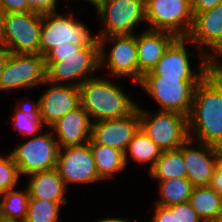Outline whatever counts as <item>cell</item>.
<instances>
[{
  "label": "cell",
  "mask_w": 222,
  "mask_h": 222,
  "mask_svg": "<svg viewBox=\"0 0 222 222\" xmlns=\"http://www.w3.org/2000/svg\"><path fill=\"white\" fill-rule=\"evenodd\" d=\"M2 16H3V10L0 6V27H1V22H2Z\"/></svg>",
  "instance_id": "60d3db41"
},
{
  "label": "cell",
  "mask_w": 222,
  "mask_h": 222,
  "mask_svg": "<svg viewBox=\"0 0 222 222\" xmlns=\"http://www.w3.org/2000/svg\"><path fill=\"white\" fill-rule=\"evenodd\" d=\"M210 186L222 196V152L220 153Z\"/></svg>",
  "instance_id": "8d00e7d4"
},
{
  "label": "cell",
  "mask_w": 222,
  "mask_h": 222,
  "mask_svg": "<svg viewBox=\"0 0 222 222\" xmlns=\"http://www.w3.org/2000/svg\"><path fill=\"white\" fill-rule=\"evenodd\" d=\"M25 191H16L15 188L0 194V217L25 221L28 211L30 194L27 186Z\"/></svg>",
  "instance_id": "4316f807"
},
{
  "label": "cell",
  "mask_w": 222,
  "mask_h": 222,
  "mask_svg": "<svg viewBox=\"0 0 222 222\" xmlns=\"http://www.w3.org/2000/svg\"><path fill=\"white\" fill-rule=\"evenodd\" d=\"M162 152L161 148L151 138H149L143 130L140 129L130 141L128 148L125 151L126 166L128 164L127 155L129 153L131 158L139 164H144L150 161V171Z\"/></svg>",
  "instance_id": "d4e9b609"
},
{
  "label": "cell",
  "mask_w": 222,
  "mask_h": 222,
  "mask_svg": "<svg viewBox=\"0 0 222 222\" xmlns=\"http://www.w3.org/2000/svg\"><path fill=\"white\" fill-rule=\"evenodd\" d=\"M42 15L33 12L3 13L0 45L16 54H40Z\"/></svg>",
  "instance_id": "277c9868"
},
{
  "label": "cell",
  "mask_w": 222,
  "mask_h": 222,
  "mask_svg": "<svg viewBox=\"0 0 222 222\" xmlns=\"http://www.w3.org/2000/svg\"><path fill=\"white\" fill-rule=\"evenodd\" d=\"M139 130L140 116L137 105L131 114L123 118L93 122L91 140L96 144L113 147L125 153L130 141Z\"/></svg>",
  "instance_id": "9a60e30c"
},
{
  "label": "cell",
  "mask_w": 222,
  "mask_h": 222,
  "mask_svg": "<svg viewBox=\"0 0 222 222\" xmlns=\"http://www.w3.org/2000/svg\"><path fill=\"white\" fill-rule=\"evenodd\" d=\"M79 88L81 105L95 122L123 118L137 108V104L108 79L90 76Z\"/></svg>",
  "instance_id": "3957f363"
},
{
  "label": "cell",
  "mask_w": 222,
  "mask_h": 222,
  "mask_svg": "<svg viewBox=\"0 0 222 222\" xmlns=\"http://www.w3.org/2000/svg\"><path fill=\"white\" fill-rule=\"evenodd\" d=\"M160 199L156 204L170 206L189 201L194 185L187 178L159 180Z\"/></svg>",
  "instance_id": "484cf974"
},
{
  "label": "cell",
  "mask_w": 222,
  "mask_h": 222,
  "mask_svg": "<svg viewBox=\"0 0 222 222\" xmlns=\"http://www.w3.org/2000/svg\"><path fill=\"white\" fill-rule=\"evenodd\" d=\"M220 57L222 59V45L209 57V73L217 77L222 73V63H220L221 60H219Z\"/></svg>",
  "instance_id": "d590c367"
},
{
  "label": "cell",
  "mask_w": 222,
  "mask_h": 222,
  "mask_svg": "<svg viewBox=\"0 0 222 222\" xmlns=\"http://www.w3.org/2000/svg\"><path fill=\"white\" fill-rule=\"evenodd\" d=\"M183 144V159L187 169V179L194 187L210 186L222 152L221 148L197 142L200 148L189 147L194 141L193 134Z\"/></svg>",
  "instance_id": "2e32d148"
},
{
  "label": "cell",
  "mask_w": 222,
  "mask_h": 222,
  "mask_svg": "<svg viewBox=\"0 0 222 222\" xmlns=\"http://www.w3.org/2000/svg\"><path fill=\"white\" fill-rule=\"evenodd\" d=\"M89 144L101 180L111 178L115 172H121L125 169L124 152L113 147L96 144L92 140Z\"/></svg>",
  "instance_id": "603a6c76"
},
{
  "label": "cell",
  "mask_w": 222,
  "mask_h": 222,
  "mask_svg": "<svg viewBox=\"0 0 222 222\" xmlns=\"http://www.w3.org/2000/svg\"><path fill=\"white\" fill-rule=\"evenodd\" d=\"M0 222H25V221L13 220V219H7V218L0 217Z\"/></svg>",
  "instance_id": "ab89813d"
},
{
  "label": "cell",
  "mask_w": 222,
  "mask_h": 222,
  "mask_svg": "<svg viewBox=\"0 0 222 222\" xmlns=\"http://www.w3.org/2000/svg\"><path fill=\"white\" fill-rule=\"evenodd\" d=\"M66 203L30 198L25 222H58L60 206Z\"/></svg>",
  "instance_id": "f1b7e54d"
},
{
  "label": "cell",
  "mask_w": 222,
  "mask_h": 222,
  "mask_svg": "<svg viewBox=\"0 0 222 222\" xmlns=\"http://www.w3.org/2000/svg\"><path fill=\"white\" fill-rule=\"evenodd\" d=\"M188 202L203 222L222 219V196L211 186L194 187Z\"/></svg>",
  "instance_id": "7402d4cb"
},
{
  "label": "cell",
  "mask_w": 222,
  "mask_h": 222,
  "mask_svg": "<svg viewBox=\"0 0 222 222\" xmlns=\"http://www.w3.org/2000/svg\"><path fill=\"white\" fill-rule=\"evenodd\" d=\"M168 207L172 211H176L177 222H203L189 202L173 204Z\"/></svg>",
  "instance_id": "4dcf8cb0"
},
{
  "label": "cell",
  "mask_w": 222,
  "mask_h": 222,
  "mask_svg": "<svg viewBox=\"0 0 222 222\" xmlns=\"http://www.w3.org/2000/svg\"><path fill=\"white\" fill-rule=\"evenodd\" d=\"M96 222H131L127 219H121V218H104L101 220H97Z\"/></svg>",
  "instance_id": "f35d334b"
},
{
  "label": "cell",
  "mask_w": 222,
  "mask_h": 222,
  "mask_svg": "<svg viewBox=\"0 0 222 222\" xmlns=\"http://www.w3.org/2000/svg\"><path fill=\"white\" fill-rule=\"evenodd\" d=\"M189 40L178 37L166 50L156 66L143 76H159L171 79H204L209 74V57H202L197 73L190 66V53L186 49Z\"/></svg>",
  "instance_id": "4fadbf2b"
},
{
  "label": "cell",
  "mask_w": 222,
  "mask_h": 222,
  "mask_svg": "<svg viewBox=\"0 0 222 222\" xmlns=\"http://www.w3.org/2000/svg\"><path fill=\"white\" fill-rule=\"evenodd\" d=\"M87 1H89L90 3H93L95 0H87Z\"/></svg>",
  "instance_id": "b9f144b4"
},
{
  "label": "cell",
  "mask_w": 222,
  "mask_h": 222,
  "mask_svg": "<svg viewBox=\"0 0 222 222\" xmlns=\"http://www.w3.org/2000/svg\"><path fill=\"white\" fill-rule=\"evenodd\" d=\"M150 30L167 31L187 37L193 24L191 0H145Z\"/></svg>",
  "instance_id": "9c48e42d"
},
{
  "label": "cell",
  "mask_w": 222,
  "mask_h": 222,
  "mask_svg": "<svg viewBox=\"0 0 222 222\" xmlns=\"http://www.w3.org/2000/svg\"><path fill=\"white\" fill-rule=\"evenodd\" d=\"M3 13L31 12L27 0H0Z\"/></svg>",
  "instance_id": "836d02e7"
},
{
  "label": "cell",
  "mask_w": 222,
  "mask_h": 222,
  "mask_svg": "<svg viewBox=\"0 0 222 222\" xmlns=\"http://www.w3.org/2000/svg\"><path fill=\"white\" fill-rule=\"evenodd\" d=\"M11 52L0 45V74L5 69L6 64L10 58Z\"/></svg>",
  "instance_id": "74e56055"
},
{
  "label": "cell",
  "mask_w": 222,
  "mask_h": 222,
  "mask_svg": "<svg viewBox=\"0 0 222 222\" xmlns=\"http://www.w3.org/2000/svg\"><path fill=\"white\" fill-rule=\"evenodd\" d=\"M192 13L196 16L198 13H203L212 10L215 6L222 3V0H191Z\"/></svg>",
  "instance_id": "e575fe53"
},
{
  "label": "cell",
  "mask_w": 222,
  "mask_h": 222,
  "mask_svg": "<svg viewBox=\"0 0 222 222\" xmlns=\"http://www.w3.org/2000/svg\"><path fill=\"white\" fill-rule=\"evenodd\" d=\"M57 135L60 148L88 144L91 140L92 122L82 105L57 120L50 128Z\"/></svg>",
  "instance_id": "d6986e66"
},
{
  "label": "cell",
  "mask_w": 222,
  "mask_h": 222,
  "mask_svg": "<svg viewBox=\"0 0 222 222\" xmlns=\"http://www.w3.org/2000/svg\"><path fill=\"white\" fill-rule=\"evenodd\" d=\"M20 177L18 165L11 153L5 157L0 155V194L15 188Z\"/></svg>",
  "instance_id": "f546056e"
},
{
  "label": "cell",
  "mask_w": 222,
  "mask_h": 222,
  "mask_svg": "<svg viewBox=\"0 0 222 222\" xmlns=\"http://www.w3.org/2000/svg\"><path fill=\"white\" fill-rule=\"evenodd\" d=\"M203 79H171L142 76L138 83L161 106L160 111L189 116L196 86Z\"/></svg>",
  "instance_id": "5b68a950"
},
{
  "label": "cell",
  "mask_w": 222,
  "mask_h": 222,
  "mask_svg": "<svg viewBox=\"0 0 222 222\" xmlns=\"http://www.w3.org/2000/svg\"><path fill=\"white\" fill-rule=\"evenodd\" d=\"M31 105L24 103L22 106L18 103L16 113L13 115L14 127L26 137L39 132L45 124L41 120L39 99L37 103L31 102Z\"/></svg>",
  "instance_id": "83f0119b"
},
{
  "label": "cell",
  "mask_w": 222,
  "mask_h": 222,
  "mask_svg": "<svg viewBox=\"0 0 222 222\" xmlns=\"http://www.w3.org/2000/svg\"><path fill=\"white\" fill-rule=\"evenodd\" d=\"M96 39L97 37L92 36L82 22L74 20L73 13L69 16L56 12L42 15L40 54L44 57L61 44L72 43L85 47Z\"/></svg>",
  "instance_id": "ba28073f"
},
{
  "label": "cell",
  "mask_w": 222,
  "mask_h": 222,
  "mask_svg": "<svg viewBox=\"0 0 222 222\" xmlns=\"http://www.w3.org/2000/svg\"><path fill=\"white\" fill-rule=\"evenodd\" d=\"M102 29L99 36L133 35L135 26L146 20L145 0H95Z\"/></svg>",
  "instance_id": "52a82bcc"
},
{
  "label": "cell",
  "mask_w": 222,
  "mask_h": 222,
  "mask_svg": "<svg viewBox=\"0 0 222 222\" xmlns=\"http://www.w3.org/2000/svg\"><path fill=\"white\" fill-rule=\"evenodd\" d=\"M50 84L39 98L41 120L49 128L62 116L81 105V91L78 86Z\"/></svg>",
  "instance_id": "e0dca14e"
},
{
  "label": "cell",
  "mask_w": 222,
  "mask_h": 222,
  "mask_svg": "<svg viewBox=\"0 0 222 222\" xmlns=\"http://www.w3.org/2000/svg\"><path fill=\"white\" fill-rule=\"evenodd\" d=\"M100 45V67L108 64L110 75L123 77L130 76L139 83V68L136 35H115L97 37ZM113 42L112 50L105 53V41ZM108 56V57H107Z\"/></svg>",
  "instance_id": "7c38bea8"
},
{
  "label": "cell",
  "mask_w": 222,
  "mask_h": 222,
  "mask_svg": "<svg viewBox=\"0 0 222 222\" xmlns=\"http://www.w3.org/2000/svg\"><path fill=\"white\" fill-rule=\"evenodd\" d=\"M218 77L222 80V73Z\"/></svg>",
  "instance_id": "7bdbcfd3"
},
{
  "label": "cell",
  "mask_w": 222,
  "mask_h": 222,
  "mask_svg": "<svg viewBox=\"0 0 222 222\" xmlns=\"http://www.w3.org/2000/svg\"><path fill=\"white\" fill-rule=\"evenodd\" d=\"M49 131L32 137L11 152L21 175H30L57 167L60 147L53 131Z\"/></svg>",
  "instance_id": "30bf717a"
},
{
  "label": "cell",
  "mask_w": 222,
  "mask_h": 222,
  "mask_svg": "<svg viewBox=\"0 0 222 222\" xmlns=\"http://www.w3.org/2000/svg\"><path fill=\"white\" fill-rule=\"evenodd\" d=\"M99 55L98 38L85 47L72 43L61 44L45 56L46 81L62 85L69 82L68 85L79 87L89 79L91 72L99 69Z\"/></svg>",
  "instance_id": "7a4b0ae2"
},
{
  "label": "cell",
  "mask_w": 222,
  "mask_h": 222,
  "mask_svg": "<svg viewBox=\"0 0 222 222\" xmlns=\"http://www.w3.org/2000/svg\"><path fill=\"white\" fill-rule=\"evenodd\" d=\"M27 188L30 198L52 202H67V198L64 197L67 187L56 168L30 174Z\"/></svg>",
  "instance_id": "44dd1931"
},
{
  "label": "cell",
  "mask_w": 222,
  "mask_h": 222,
  "mask_svg": "<svg viewBox=\"0 0 222 222\" xmlns=\"http://www.w3.org/2000/svg\"><path fill=\"white\" fill-rule=\"evenodd\" d=\"M186 38L191 44H197L201 57H210L214 54L222 45V3L212 10L194 16L192 28ZM206 47H210L213 53L205 52L208 50Z\"/></svg>",
  "instance_id": "ac0fdd59"
},
{
  "label": "cell",
  "mask_w": 222,
  "mask_h": 222,
  "mask_svg": "<svg viewBox=\"0 0 222 222\" xmlns=\"http://www.w3.org/2000/svg\"><path fill=\"white\" fill-rule=\"evenodd\" d=\"M149 175L155 180L187 178V169L183 159V145L176 150L163 151L149 171Z\"/></svg>",
  "instance_id": "cb8c5ba5"
},
{
  "label": "cell",
  "mask_w": 222,
  "mask_h": 222,
  "mask_svg": "<svg viewBox=\"0 0 222 222\" xmlns=\"http://www.w3.org/2000/svg\"><path fill=\"white\" fill-rule=\"evenodd\" d=\"M140 129L162 151L179 149L189 138L188 117L177 113L159 111L150 113L138 105Z\"/></svg>",
  "instance_id": "8992f818"
},
{
  "label": "cell",
  "mask_w": 222,
  "mask_h": 222,
  "mask_svg": "<svg viewBox=\"0 0 222 222\" xmlns=\"http://www.w3.org/2000/svg\"><path fill=\"white\" fill-rule=\"evenodd\" d=\"M46 81L45 57L41 54L11 53L0 74V90L34 87Z\"/></svg>",
  "instance_id": "8fae6325"
},
{
  "label": "cell",
  "mask_w": 222,
  "mask_h": 222,
  "mask_svg": "<svg viewBox=\"0 0 222 222\" xmlns=\"http://www.w3.org/2000/svg\"><path fill=\"white\" fill-rule=\"evenodd\" d=\"M28 8L40 15L56 12L57 0H27Z\"/></svg>",
  "instance_id": "1f68e13d"
},
{
  "label": "cell",
  "mask_w": 222,
  "mask_h": 222,
  "mask_svg": "<svg viewBox=\"0 0 222 222\" xmlns=\"http://www.w3.org/2000/svg\"><path fill=\"white\" fill-rule=\"evenodd\" d=\"M188 128L189 134L194 130L197 142L222 149V80L219 77L209 73L196 86Z\"/></svg>",
  "instance_id": "6da1fadb"
},
{
  "label": "cell",
  "mask_w": 222,
  "mask_h": 222,
  "mask_svg": "<svg viewBox=\"0 0 222 222\" xmlns=\"http://www.w3.org/2000/svg\"><path fill=\"white\" fill-rule=\"evenodd\" d=\"M154 212L150 222H177L176 211H172L168 206L156 204Z\"/></svg>",
  "instance_id": "d6a6232c"
},
{
  "label": "cell",
  "mask_w": 222,
  "mask_h": 222,
  "mask_svg": "<svg viewBox=\"0 0 222 222\" xmlns=\"http://www.w3.org/2000/svg\"><path fill=\"white\" fill-rule=\"evenodd\" d=\"M177 38L171 32L150 29L136 36L139 82L144 74L150 72L156 66Z\"/></svg>",
  "instance_id": "ffe728a7"
},
{
  "label": "cell",
  "mask_w": 222,
  "mask_h": 222,
  "mask_svg": "<svg viewBox=\"0 0 222 222\" xmlns=\"http://www.w3.org/2000/svg\"><path fill=\"white\" fill-rule=\"evenodd\" d=\"M56 169L66 186L69 183L90 184L101 180L89 143L60 148Z\"/></svg>",
  "instance_id": "5bb4252c"
}]
</instances>
